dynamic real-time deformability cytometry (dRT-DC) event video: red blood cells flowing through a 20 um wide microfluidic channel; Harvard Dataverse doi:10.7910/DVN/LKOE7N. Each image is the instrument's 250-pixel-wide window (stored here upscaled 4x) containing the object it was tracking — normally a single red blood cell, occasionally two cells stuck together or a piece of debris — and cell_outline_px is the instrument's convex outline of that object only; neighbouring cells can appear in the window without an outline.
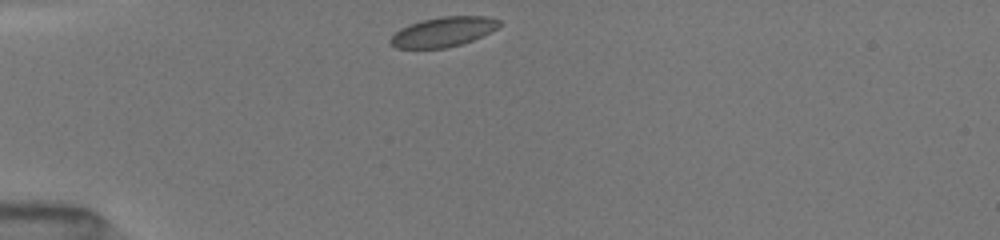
{"species": "common noctule bat (a hibernating species)", "species_latin": "Nyctalus noctula", "temperature_condition": "room temperature", "stored_images_in_passage": 17, "camera_frame_rate_fps": 3000, "um_per_image_px": 0.085, "animal": {"sex": "female", "body_mass_g": 19.5, "forearm_length_mm": 54.1}, "frame": {"image": 1, "passage_image": 1, "time_ms": 0.0, "image_size_px": [1000, 240], "cell_outline_px": [[500, 24], [496, 28], [472, 40], [460, 44], [444, 48], [396, 48], [388, 40], [400, 28], [424, 20], [440, 16], [488, 16], [500, 20]], "centroid_in_image_um": [37.66, 2.7], "position_along_channel_um": 47.3, "area_um2": 18.5}}
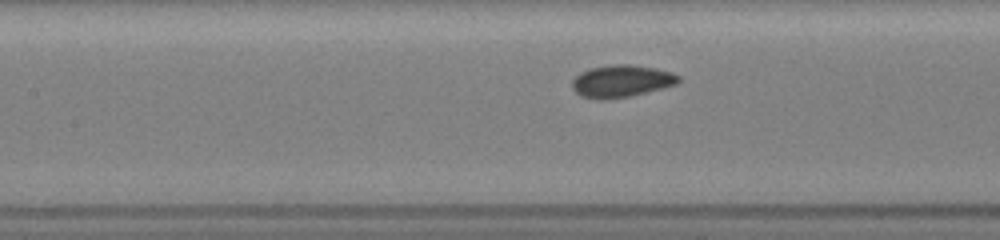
{"frame": {"image": 2, "passage_image": 12, "time_ms": 3.333, "image_size_px": [1000, 240], "cell_outline_px": [[680, 80], [676, 84], [664, 88], [628, 96], [604, 100], [600, 100], [580, 96], [572, 88], [572, 80], [580, 72], [588, 68], [612, 64], [632, 64], [656, 68], [672, 72], [680, 76]], "centroid_in_image_um": [52.81, 6.88], "position_along_channel_um": 154.6, "area_um2": 20.17}}
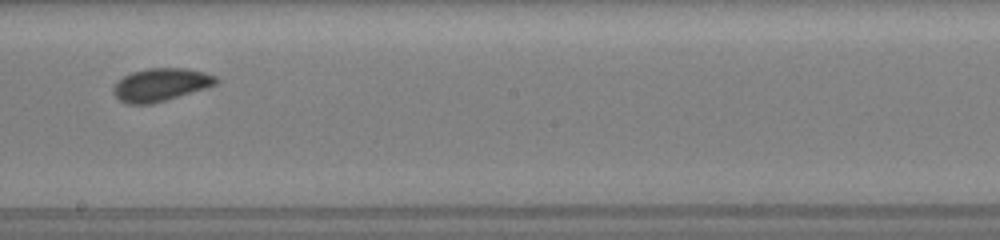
{"frame": {"image": 3, "passage_image": 16, "time_ms": 5.333, "image_size_px": [1000, 240], "cell_outline_px": [[220, 80], [216, 84], [208, 88], [152, 104], [128, 104], [120, 100], [112, 92], [112, 88], [116, 80], [132, 72], [148, 68], [188, 68], [204, 72], [216, 76]], "centroid_in_image_um": [13.67, 7.2], "position_along_channel_um": 234.5, "area_um2": 19.94}}